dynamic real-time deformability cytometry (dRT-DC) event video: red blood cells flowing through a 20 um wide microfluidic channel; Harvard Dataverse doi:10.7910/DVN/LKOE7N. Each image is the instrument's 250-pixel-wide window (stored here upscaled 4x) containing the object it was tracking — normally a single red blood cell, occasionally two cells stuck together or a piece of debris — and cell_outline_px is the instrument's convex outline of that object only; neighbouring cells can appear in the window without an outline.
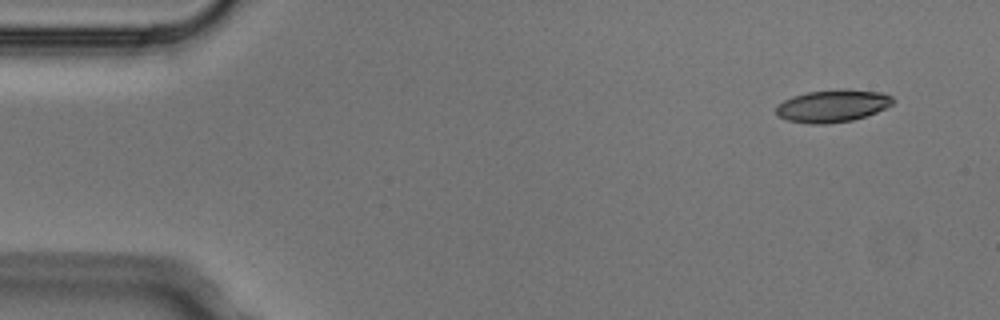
{"species": "Egyptian fruit bat (a non-hibernating species)", "species_latin": "Rousettus aegyptiacus", "temperature_condition": "cold", "stored_images_in_passage": 4, "camera_frame_rate_fps": 3000, "um_per_image_px": 0.085, "animal": {"sex": "male"}, "frame": {"image": 1, "passage_image": 1, "time_ms": 0.0, "image_size_px": [1000, 320], "cell_outline_px": [[896, 100], [892, 104], [876, 112], [852, 120], [828, 124], [808, 124], [788, 120], [780, 116], [776, 112], [776, 104], [792, 96], [808, 92], [840, 88], [844, 88], [884, 92], [892, 96]], "centroid_in_image_um": [70.78, 8.98], "position_along_channel_um": 14.2, "area_um2": 22.31}}